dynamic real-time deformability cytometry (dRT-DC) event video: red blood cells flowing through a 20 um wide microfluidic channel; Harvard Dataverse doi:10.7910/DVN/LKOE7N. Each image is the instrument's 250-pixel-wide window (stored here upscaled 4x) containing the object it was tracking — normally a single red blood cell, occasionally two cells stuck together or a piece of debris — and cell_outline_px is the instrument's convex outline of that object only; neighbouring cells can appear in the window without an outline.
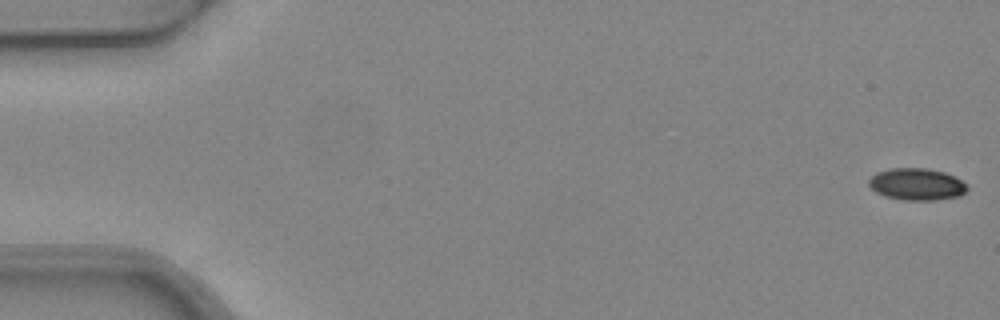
{"species": "common noctule bat (a hibernating species)", "species_latin": "Nyctalus noctula", "temperature_condition": "warm", "stored_images_in_passage": 6, "camera_frame_rate_fps": 3000, "um_per_image_px": 0.085, "animal": {"sex": "female", "body_mass_g": 24.6, "forearm_length_mm": 56.2}, "frame": {"image": 1, "passage_image": 1, "time_ms": 0.0, "image_size_px": [1000, 320], "cell_outline_px": [[968, 188], [960, 196], [936, 200], [904, 200], [884, 196], [876, 192], [868, 184], [868, 180], [876, 172], [888, 168], [928, 168], [944, 172], [968, 184]], "centroid_in_image_um": [77.91, 15.66], "position_along_channel_um": 7.1, "area_um2": 18.38}}
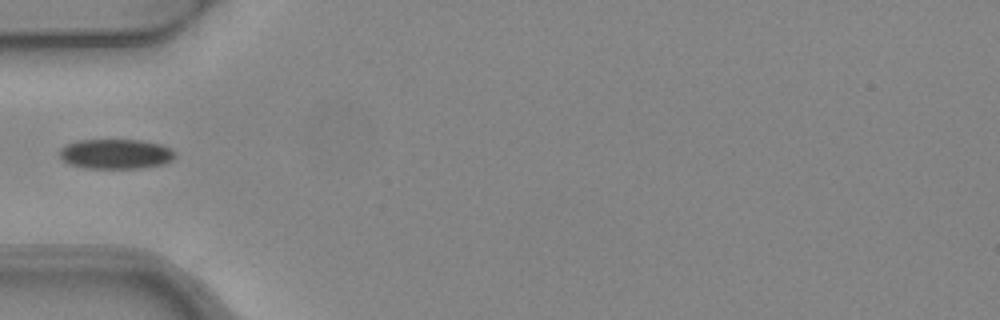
{"frame": {"image": 2, "passage_image": 5, "time_ms": 1.333, "image_size_px": [1000, 320], "cell_outline_px": [[176, 156], [172, 160], [164, 164], [144, 168], [84, 168], [68, 164], [60, 156], [60, 148], [68, 144], [80, 140], [140, 140], [160, 144], [176, 152]], "centroid_in_image_um": [9.86, 13.09], "position_along_channel_um": 75.1, "area_um2": 20.11}}
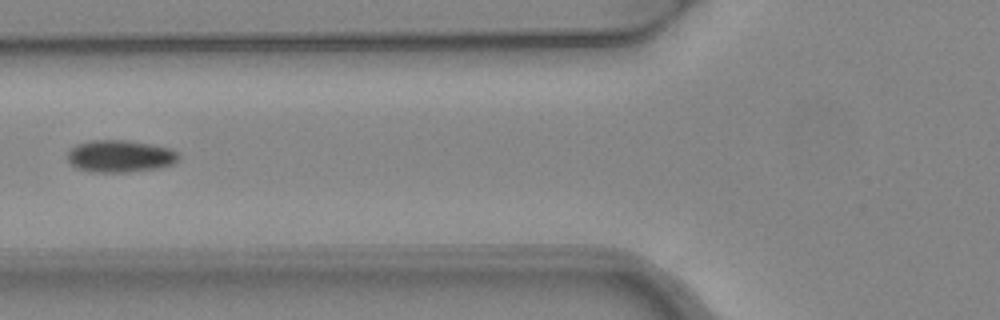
{"frame": {"image": 3, "passage_image": 6, "time_ms": 1.667, "image_size_px": [1000, 320], "cell_outline_px": [[180, 160], [172, 164], [156, 168], [128, 172], [88, 172], [76, 168], [68, 160], [68, 152], [76, 144], [92, 140], [128, 140], [152, 144], [172, 148], [180, 156]], "centroid_in_image_um": [10.22, 13.27], "position_along_channel_um": 115.6, "area_um2": 20.98}}